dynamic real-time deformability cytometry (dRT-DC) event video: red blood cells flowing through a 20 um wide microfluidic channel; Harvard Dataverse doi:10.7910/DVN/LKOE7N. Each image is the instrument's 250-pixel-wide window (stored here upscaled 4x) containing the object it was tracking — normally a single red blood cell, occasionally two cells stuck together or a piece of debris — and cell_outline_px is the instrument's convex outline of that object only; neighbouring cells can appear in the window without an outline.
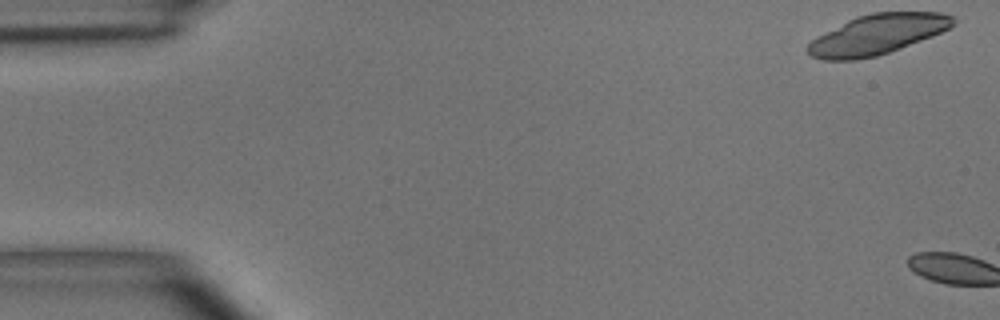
{"species": "common noctule bat (a hibernating species)", "species_latin": "Nyctalus noctula", "temperature_condition": "room temperature", "stored_images_in_passage": 2, "camera_frame_rate_fps": 3000, "um_per_image_px": 0.085, "animal": {"sex": "male", "body_mass_g": 15.6}, "frame": {"image": 1, "passage_image": 1, "time_ms": 0.0, "image_size_px": [1000, 320], "cell_outline_px": [[956, 24], [932, 36], [900, 48], [876, 56], [856, 60], [824, 60], [812, 56], [804, 48], [812, 40], [848, 20], [856, 16], [872, 12], [940, 12], [952, 16], [956, 20]], "centroid_in_image_um": [74.58, 2.93], "position_along_channel_um": 10.4, "area_um2": 33.58}}